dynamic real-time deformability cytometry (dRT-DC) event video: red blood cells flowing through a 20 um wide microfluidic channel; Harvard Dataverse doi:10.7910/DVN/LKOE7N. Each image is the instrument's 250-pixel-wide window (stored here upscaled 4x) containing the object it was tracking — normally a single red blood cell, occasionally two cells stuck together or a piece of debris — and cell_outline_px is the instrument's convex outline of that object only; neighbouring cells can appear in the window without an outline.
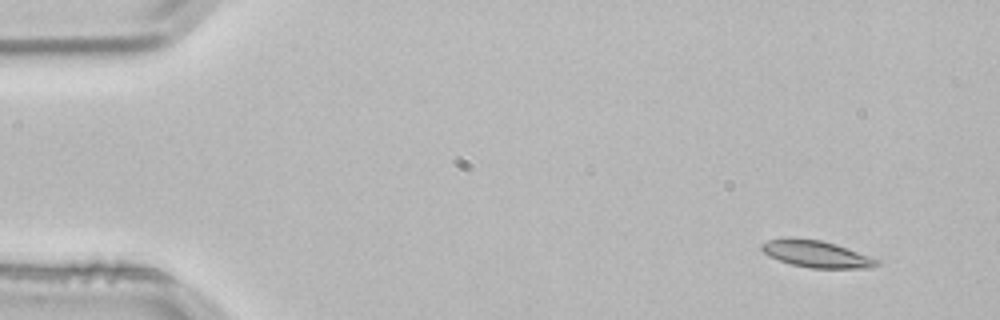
{"species": "common noctule bat (a hibernating species)", "species_latin": "Nyctalus noctula", "temperature_condition": "room temperature", "stored_images_in_passage": 5, "segment_of_instrument_passage": [2, 2], "camera_frame_rate_fps": 3000, "um_per_image_px": 0.085, "animal": {"sex": "male", "body_mass_g": 21.5, "forearm_length_mm": 52.0}, "frame": {"image": 1, "passage_image": 5, "time_ms": 1.333, "image_size_px": [1000, 320], "cell_outline_px": [[880, 264], [872, 268], [812, 268], [792, 264], [768, 256], [760, 248], [760, 244], [768, 240], [784, 236], [788, 236], [820, 240], [836, 244], [880, 260]], "centroid_in_image_um": [69.36, 21.57], "position_along_channel_um": 15.6, "area_um2": 18.21}}